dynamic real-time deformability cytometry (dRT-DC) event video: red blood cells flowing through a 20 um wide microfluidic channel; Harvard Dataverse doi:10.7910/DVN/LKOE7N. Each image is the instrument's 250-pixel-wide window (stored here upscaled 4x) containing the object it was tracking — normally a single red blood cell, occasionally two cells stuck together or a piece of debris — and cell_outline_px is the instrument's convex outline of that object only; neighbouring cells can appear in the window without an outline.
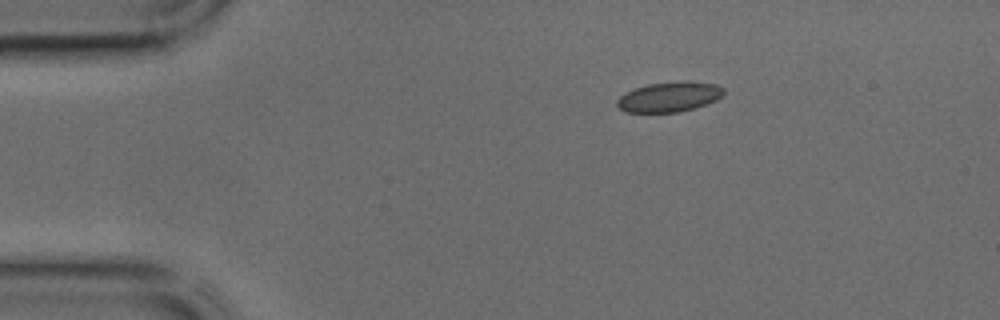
{"species": "common noctule bat (a hibernating species)", "species_latin": "Nyctalus noctula", "temperature_condition": "cold", "stored_images_in_passage": 33, "camera_frame_rate_fps": 3000, "um_per_image_px": 0.085, "animal": {"sex": "male", "body_mass_g": 17.9, "forearm_length_mm": 54.2}, "frame": {"image": 1, "passage_image": 1, "time_ms": 0.0, "image_size_px": [1000, 320], "cell_outline_px": [[724, 96], [716, 100], [692, 108], [676, 112], [624, 112], [616, 104], [616, 100], [620, 96], [636, 88], [648, 84], [684, 80], [716, 84], [724, 88]], "centroid_in_image_um": [56.91, 8.22], "position_along_channel_um": 28.1, "area_um2": 18.55}}
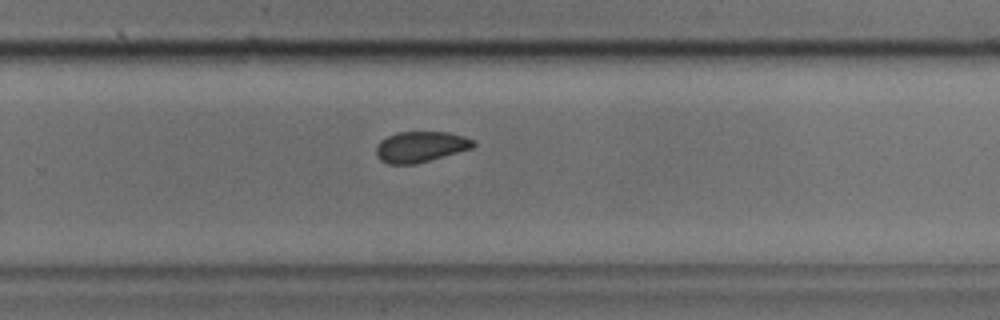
{"frame": {"image": 2, "passage_image": 22, "time_ms": 7.0, "image_size_px": [1000, 320], "cell_outline_px": [[476, 144], [472, 148], [416, 164], [388, 164], [380, 160], [376, 156], [376, 148], [380, 140], [396, 132], [448, 132], [464, 136], [472, 140]], "centroid_in_image_um": [35.72, 12.47], "position_along_channel_um": 294.1, "area_um2": 17.4}}
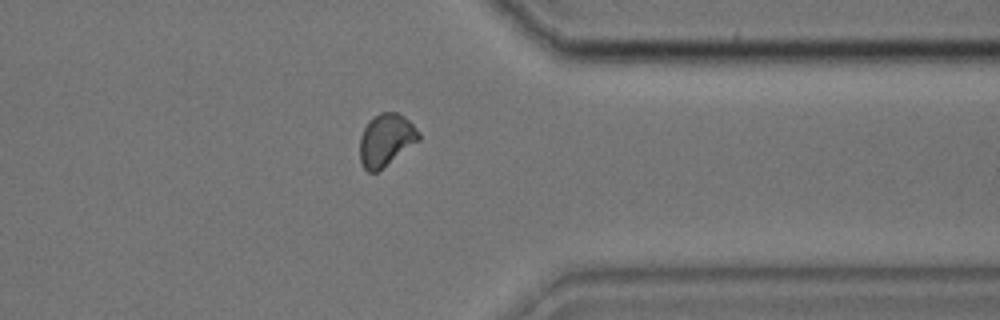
{"frame": {"image": 3, "passage_image": 28, "time_ms": 9.0, "image_size_px": [1000, 320], "cell_outline_px": [[420, 140], [376, 172], [368, 172], [364, 168], [360, 160], [360, 136], [368, 120], [372, 116], [380, 112], [396, 112], [404, 116], [420, 132]], "centroid_in_image_um": [32.8, 11.87], "position_along_channel_um": 378.6, "area_um2": 17.92}}